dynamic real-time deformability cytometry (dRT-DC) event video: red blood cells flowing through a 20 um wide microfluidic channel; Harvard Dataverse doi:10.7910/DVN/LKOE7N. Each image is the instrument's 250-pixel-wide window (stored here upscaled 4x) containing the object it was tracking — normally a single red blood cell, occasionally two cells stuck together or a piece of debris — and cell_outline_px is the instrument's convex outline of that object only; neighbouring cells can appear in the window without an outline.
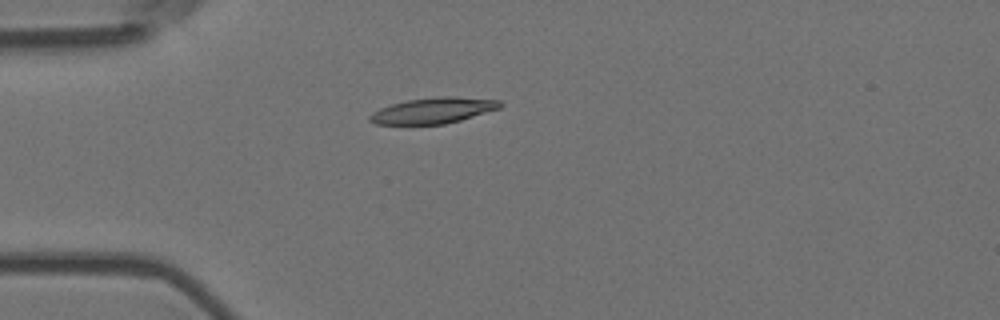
{"species": "Egyptian fruit bat (a non-hibernating species)", "species_latin": "Rousettus aegyptiacus", "temperature_condition": "room temperature", "stored_images_in_passage": 21, "camera_frame_rate_fps": 3000, "um_per_image_px": 0.085, "animal": {"sex": "female"}, "frame": {"image": 1, "passage_image": 1, "time_ms": 0.0, "image_size_px": [1000, 320], "cell_outline_px": [[504, 104], [500, 108], [460, 120], [444, 124], [376, 124], [368, 120], [368, 116], [372, 112], [380, 108], [392, 104], [408, 100], [440, 96], [452, 96], [500, 100]], "centroid_in_image_um": [36.82, 9.39], "position_along_channel_um": 48.2, "area_um2": 19.54}}
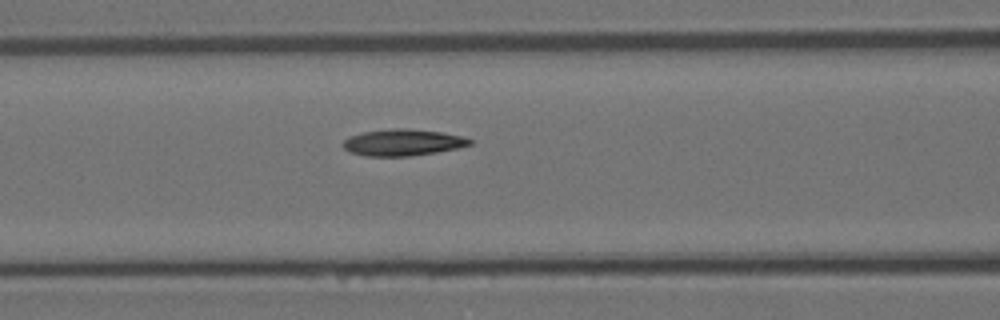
{"frame": {"image": 2, "passage_image": 9, "time_ms": 2.667, "image_size_px": [1000, 320], "cell_outline_px": [[472, 144], [456, 148], [436, 152], [408, 156], [368, 156], [348, 152], [340, 144], [348, 136], [364, 132], [392, 128], [404, 128], [440, 132], [460, 136], [472, 140]], "centroid_in_image_um": [34.17, 12.11], "position_along_channel_um": 132.4, "area_um2": 19.48}}
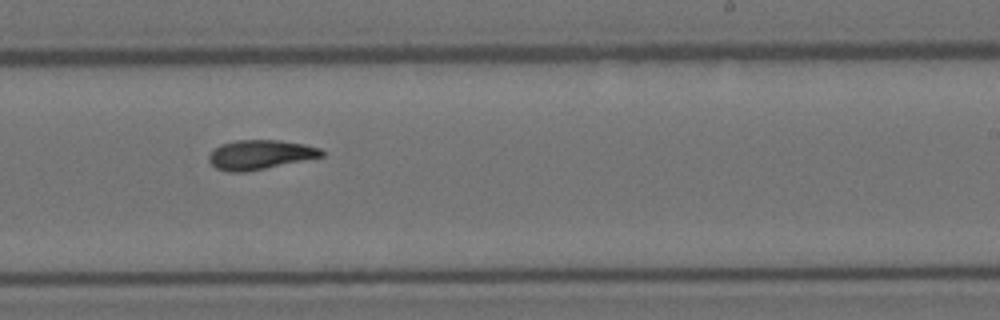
{"frame": {"image": 3, "passage_image": 20, "time_ms": 6.333, "image_size_px": [1000, 320], "cell_outline_px": [[324, 156], [248, 172], [228, 172], [216, 168], [208, 160], [208, 156], [220, 144], [236, 140], [280, 140], [304, 144], [320, 148], [324, 152]], "centroid_in_image_um": [22.11, 13.15], "position_along_channel_um": 266.9, "area_um2": 19.36}}